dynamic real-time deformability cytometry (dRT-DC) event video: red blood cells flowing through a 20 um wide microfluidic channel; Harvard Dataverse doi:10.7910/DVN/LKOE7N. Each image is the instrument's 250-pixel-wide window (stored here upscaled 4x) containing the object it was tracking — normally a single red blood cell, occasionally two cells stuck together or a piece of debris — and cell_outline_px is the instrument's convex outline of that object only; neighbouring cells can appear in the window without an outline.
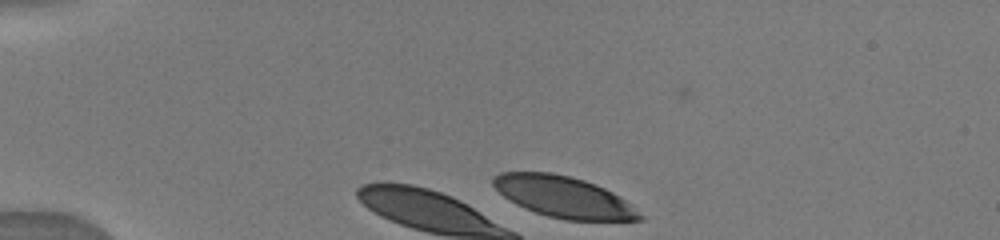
{"species": "human", "species_latin": "Homo sapiens", "temperature_condition": "warm", "stored_images_in_passage": 15, "camera_frame_rate_fps": 3000, "um_per_image_px": 0.085, "donor": {"sex": "male"}, "frame": {"image": 1, "passage_image": 1, "time_ms": 0.0, "image_size_px": [1000, 240], "cell_outline_px": [[644, 220], [564, 220], [548, 216], [524, 208], [516, 204], [504, 196], [492, 184], [492, 176], [500, 172], [552, 172], [584, 180], [596, 184], [620, 196], [644, 216]], "centroid_in_image_um": [47.9, 16.73], "position_along_channel_um": 37.1, "area_um2": 35.03}}